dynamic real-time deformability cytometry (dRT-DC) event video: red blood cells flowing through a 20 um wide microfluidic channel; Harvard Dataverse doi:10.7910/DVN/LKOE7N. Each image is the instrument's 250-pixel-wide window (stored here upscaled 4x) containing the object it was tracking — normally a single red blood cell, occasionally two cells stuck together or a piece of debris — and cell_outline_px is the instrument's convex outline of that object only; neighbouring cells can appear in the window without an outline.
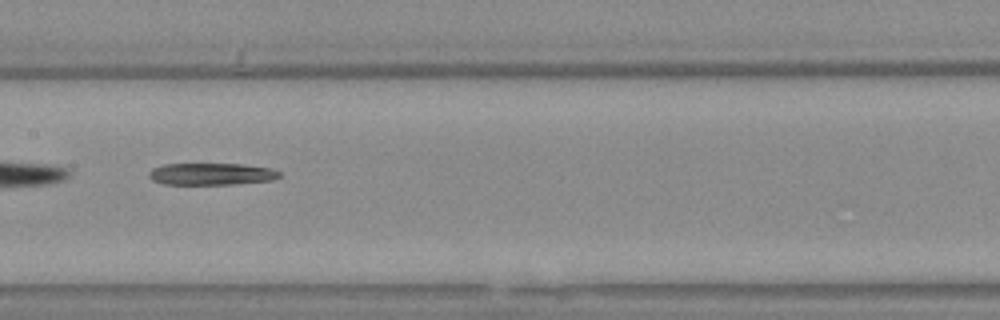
{"species": "Egyptian fruit bat (a non-hibernating species)", "species_latin": "Rousettus aegyptiacus", "temperature_condition": "warm", "stored_images_in_passage": 35, "camera_frame_rate_fps": 3000, "um_per_image_px": 0.085, "animal": {"sex": "female"}, "frame": {"image": 1, "passage_image": 10, "time_ms": 3.0, "image_size_px": [1000, 320], "cell_outline_px": [[280, 176], [272, 180], [236, 184], [164, 184], [152, 180], [148, 176], [148, 172], [152, 168], [164, 164], [244, 164], [272, 168], [280, 172]], "centroid_in_image_um": [17.96, 14.78], "position_along_channel_um": 189.4, "area_um2": 16.76}}
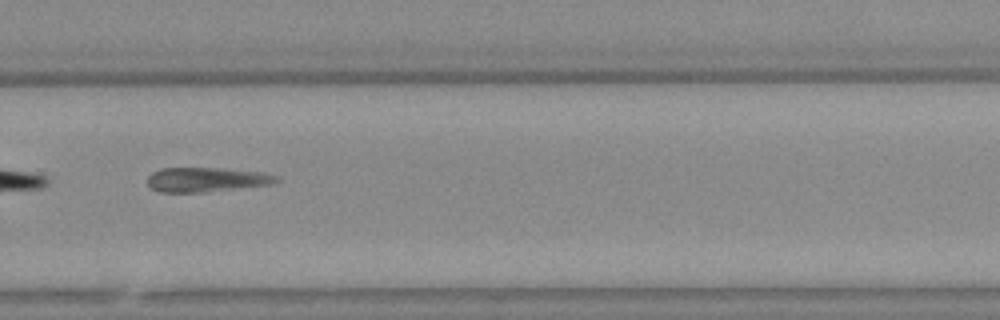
{"frame": {"image": 2, "passage_image": 20, "time_ms": 6.333, "image_size_px": [1000, 320], "cell_outline_px": [[280, 180], [272, 184], [204, 192], [160, 192], [152, 188], [148, 184], [148, 176], [152, 172], [160, 168], [224, 168], [264, 172], [276, 176]], "centroid_in_image_um": [17.55, 15.26], "position_along_channel_um": 312.3, "area_um2": 18.38}}